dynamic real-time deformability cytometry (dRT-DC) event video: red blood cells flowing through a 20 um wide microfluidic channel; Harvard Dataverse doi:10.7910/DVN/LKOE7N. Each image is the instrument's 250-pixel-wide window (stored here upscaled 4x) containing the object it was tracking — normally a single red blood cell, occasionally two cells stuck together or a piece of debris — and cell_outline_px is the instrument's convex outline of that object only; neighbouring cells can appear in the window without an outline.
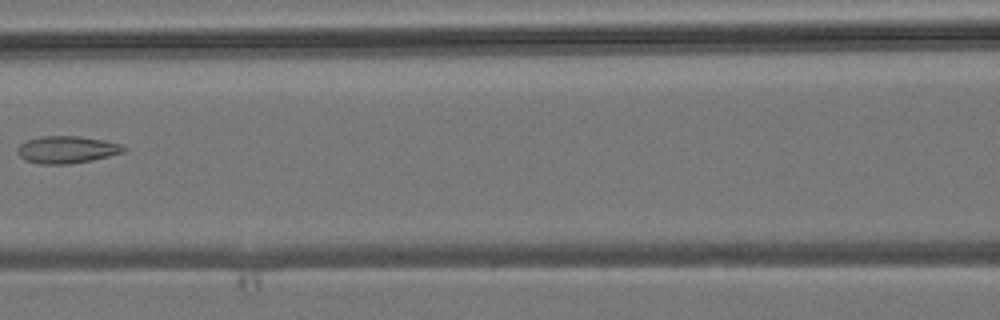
{"species": "common noctule bat (a hibernating species)", "species_latin": "Nyctalus noctula", "temperature_condition": "room temperature", "stored_images_in_passage": 7, "camera_frame_rate_fps": 3000, "um_per_image_px": 0.085, "animal": {"sex": "male", "body_mass_g": 19.2, "forearm_length_mm": 51.8}, "frame": {"image": 1, "passage_image": 7, "time_ms": 7.0, "image_size_px": [1000, 320], "cell_outline_px": [[124, 152], [92, 160], [68, 164], [40, 164], [24, 160], [16, 152], [16, 148], [20, 144], [28, 140], [40, 136], [80, 136], [104, 140], [120, 144], [124, 148]], "centroid_in_image_um": [5.63, 12.72], "position_along_channel_um": 161.0, "area_um2": 16.82}}